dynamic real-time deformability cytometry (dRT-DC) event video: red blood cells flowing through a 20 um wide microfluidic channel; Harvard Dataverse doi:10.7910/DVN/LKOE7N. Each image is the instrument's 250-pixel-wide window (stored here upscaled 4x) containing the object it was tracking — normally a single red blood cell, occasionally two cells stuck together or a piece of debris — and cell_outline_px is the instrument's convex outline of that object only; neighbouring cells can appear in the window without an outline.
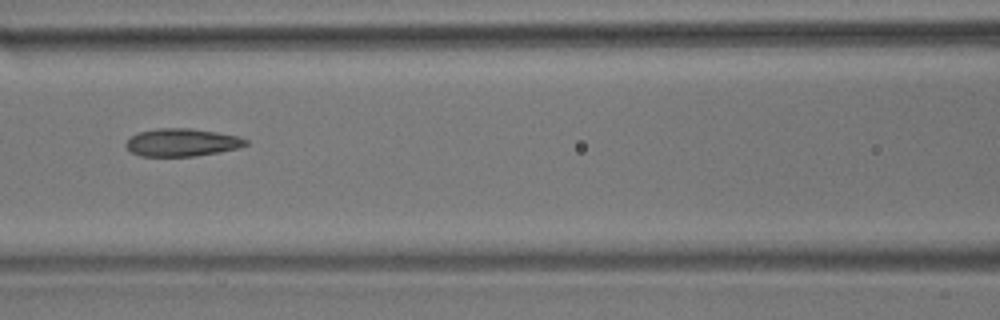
{"species": "common noctule bat (a hibernating species)", "species_latin": "Nyctalus noctula", "temperature_condition": "room temperature", "stored_images_in_passage": 29, "camera_frame_rate_fps": 3000, "um_per_image_px": 0.085, "animal": {"sex": "male", "body_mass_g": 17.9}, "frame": {"image": 1, "passage_image": 24, "time_ms": 7.667, "image_size_px": [1000, 320], "cell_outline_px": [[248, 144], [236, 148], [220, 152], [196, 156], [140, 156], [132, 152], [124, 144], [136, 132], [156, 128], [192, 128], [240, 136], [248, 140]], "centroid_in_image_um": [15.47, 12.1], "position_along_channel_um": 151.1, "area_um2": 19.48}}